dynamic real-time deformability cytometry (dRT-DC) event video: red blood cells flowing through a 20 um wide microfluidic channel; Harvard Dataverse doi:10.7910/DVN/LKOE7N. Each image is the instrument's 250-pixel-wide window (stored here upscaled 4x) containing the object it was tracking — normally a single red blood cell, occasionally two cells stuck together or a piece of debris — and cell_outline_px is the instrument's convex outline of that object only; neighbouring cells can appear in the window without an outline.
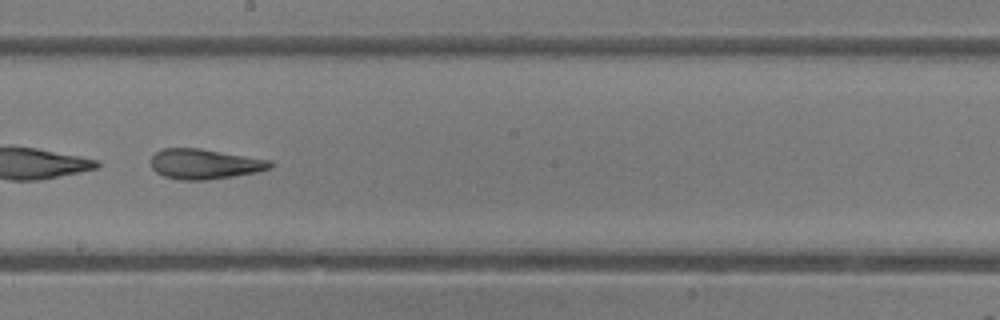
{"species": "common noctule bat (a hibernating species)", "species_latin": "Nyctalus noctula", "temperature_condition": "room temperature", "stored_images_in_passage": 36, "camera_frame_rate_fps": 3000, "um_per_image_px": 0.085, "animal": {"sex": "female"}, "frame": {"image": 1, "passage_image": 16, "time_ms": 5.0, "image_size_px": [1000, 320], "cell_outline_px": [[272, 168], [256, 172], [208, 180], [180, 180], [164, 176], [156, 172], [152, 168], [152, 156], [160, 148], [200, 148], [272, 160]], "centroid_in_image_um": [17.4, 13.93], "position_along_channel_um": 230.8, "area_um2": 20.98}, "authors_computed_cell_mechanics": {"area_um2": 22.3108, "velocity_mm_per_s": 4.2432, "shape_relaxation_time_tau1_ms": null, "shape_relaxation_time_tau2_ms": 2.4772, "deformation_change_tau1": null, "deformation_change_tau2": 0.1273}}